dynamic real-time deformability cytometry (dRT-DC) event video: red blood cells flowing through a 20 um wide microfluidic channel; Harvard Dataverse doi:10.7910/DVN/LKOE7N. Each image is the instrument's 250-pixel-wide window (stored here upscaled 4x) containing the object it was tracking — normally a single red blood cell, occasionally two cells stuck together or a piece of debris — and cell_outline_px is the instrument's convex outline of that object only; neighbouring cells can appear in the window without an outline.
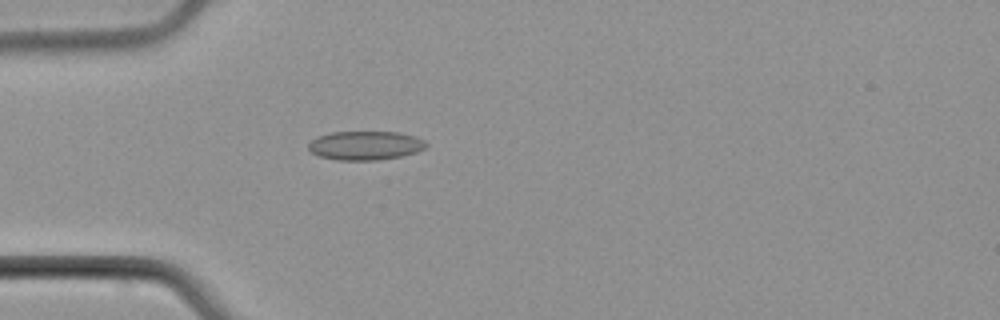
{"species": "common noctule bat (a hibernating species)", "species_latin": "Nyctalus noctula", "temperature_condition": "cold", "stored_images_in_passage": 5, "camera_frame_rate_fps": 3000, "um_per_image_px": 0.085, "animal": {"sex": "male", "body_mass_g": 21.5, "forearm_length_mm": 52.0}, "frame": {"image": 1, "passage_image": 5, "time_ms": 4.667, "image_size_px": [1000, 320], "cell_outline_px": [[428, 144], [424, 148], [416, 152], [400, 156], [380, 160], [336, 160], [320, 156], [312, 152], [308, 148], [308, 144], [312, 140], [320, 136], [332, 132], [400, 132], [416, 136], [424, 140]], "centroid_in_image_um": [31.08, 12.36], "position_along_channel_um": 53.9, "area_um2": 19.77}}